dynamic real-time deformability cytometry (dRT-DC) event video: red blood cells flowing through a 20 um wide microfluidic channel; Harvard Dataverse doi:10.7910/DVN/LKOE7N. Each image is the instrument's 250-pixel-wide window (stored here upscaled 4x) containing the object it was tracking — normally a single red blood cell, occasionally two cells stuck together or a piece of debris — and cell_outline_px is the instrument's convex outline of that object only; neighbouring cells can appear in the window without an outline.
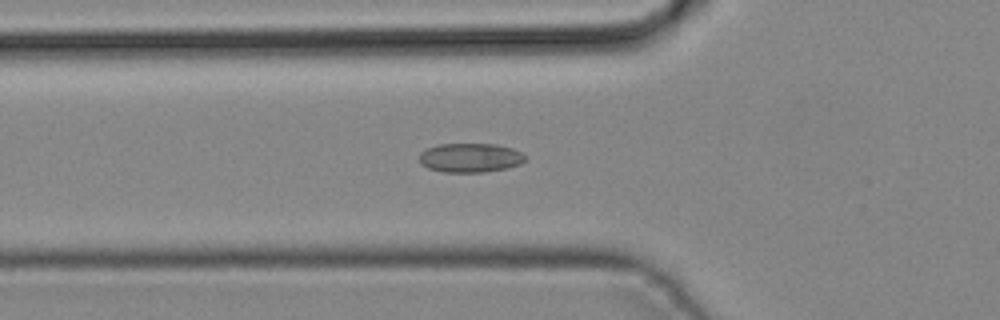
{"species": "common noctule bat (a hibernating species)", "species_latin": "Nyctalus noctula", "temperature_condition": "cold", "stored_images_in_passage": 39, "camera_frame_rate_fps": 3000, "um_per_image_px": 0.085, "animal": {"sex": "male", "body_mass_g": 19.2, "forearm_length_mm": 51.8}, "frame": {"image": 1, "passage_image": 15, "time_ms": 4.667, "image_size_px": [1000, 320], "cell_outline_px": [[524, 160], [520, 164], [508, 168], [484, 172], [444, 172], [428, 168], [420, 164], [420, 152], [428, 148], [440, 144], [496, 144], [512, 148], [520, 152], [524, 156]], "centroid_in_image_um": [39.95, 13.41], "position_along_channel_um": 85.8, "area_um2": 17.92}}
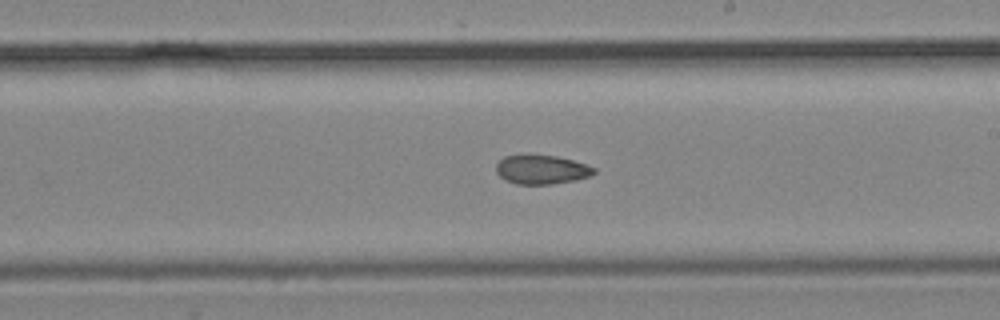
{"frame": {"image": 2, "passage_image": 25, "time_ms": 8.0, "image_size_px": [1000, 320], "cell_outline_px": [[596, 172], [592, 176], [576, 180], [552, 184], [516, 184], [504, 180], [496, 172], [496, 164], [504, 156], [556, 156], [572, 160], [596, 168]], "centroid_in_image_um": [46.05, 14.44], "position_along_channel_um": 243.0, "area_um2": 16.42}}
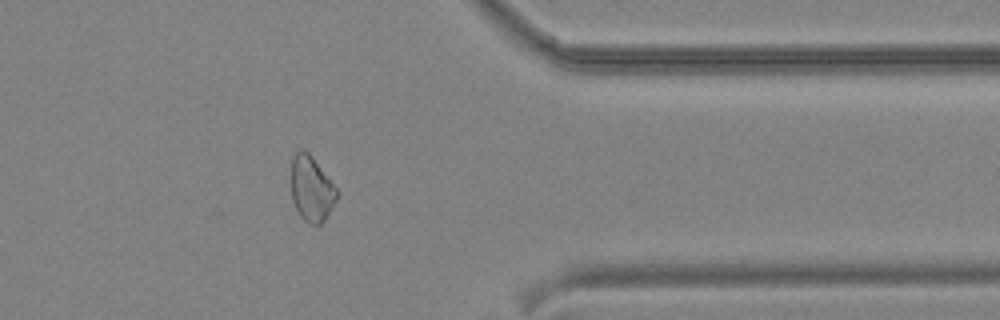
{"frame": {"image": 3, "passage_image": 35, "time_ms": 11.333, "image_size_px": [1000, 320], "cell_outline_px": [[336, 200], [320, 228], [308, 224], [300, 216], [292, 200], [292, 156], [300, 148], [308, 152], [312, 156], [336, 188]], "centroid_in_image_um": [26.46, 16.09], "position_along_channel_um": 384.9, "area_um2": 17.34}}